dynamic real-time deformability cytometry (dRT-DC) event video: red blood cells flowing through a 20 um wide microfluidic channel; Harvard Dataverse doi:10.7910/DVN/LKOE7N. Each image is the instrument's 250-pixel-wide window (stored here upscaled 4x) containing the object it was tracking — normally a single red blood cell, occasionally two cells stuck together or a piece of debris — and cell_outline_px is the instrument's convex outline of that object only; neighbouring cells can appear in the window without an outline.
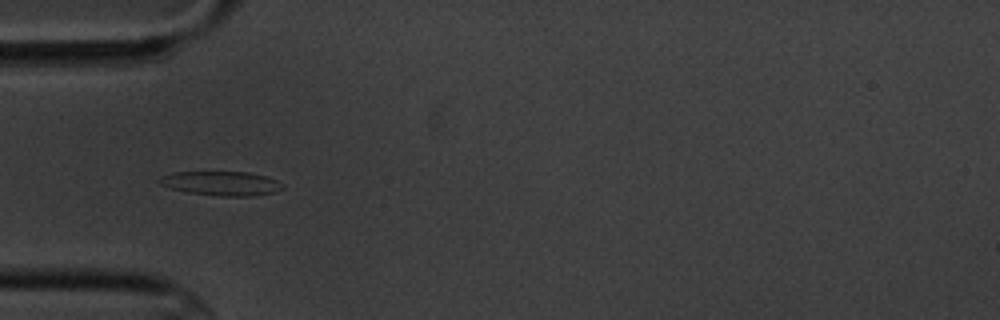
{"species": "common noctule bat (a hibernating species)", "species_latin": "Nyctalus noctula", "temperature_condition": "cold", "stored_images_in_passage": 9, "camera_frame_rate_fps": 3000, "um_per_image_px": 0.085, "animal": {"sex": "male", "body_mass_g": 20.1, "forearm_length_mm": 53.5}, "frame": {"image": 1, "passage_image": 4, "time_ms": 4.333, "image_size_px": [1000, 320], "cell_outline_px": [[284, 188], [276, 192], [252, 196], [220, 196], [188, 192], [172, 188], [160, 184], [156, 180], [160, 176], [172, 172], [248, 172], [268, 176], [284, 184]], "centroid_in_image_um": [18.84, 15.58], "position_along_channel_um": 66.2, "area_um2": 17.51}}
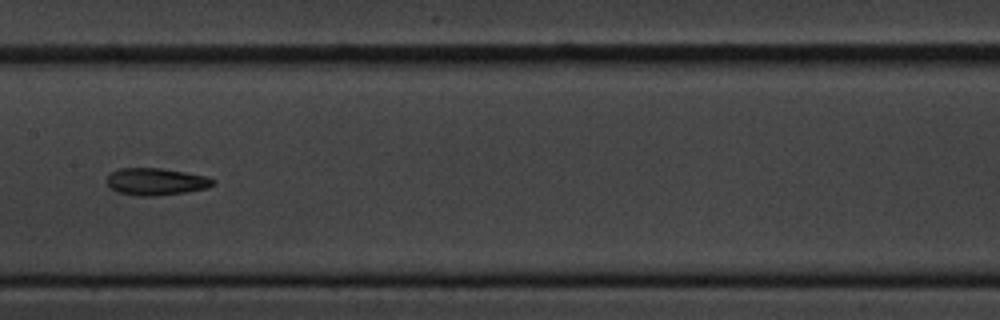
{"frame": {"image": 2, "passage_image": 7, "time_ms": 8.0, "image_size_px": [1000, 320], "cell_outline_px": [[216, 184], [208, 188], [184, 192], [156, 196], [140, 196], [116, 192], [108, 188], [108, 176], [112, 172], [120, 168], [160, 168], [208, 176], [216, 180]], "centroid_in_image_um": [13.28, 15.44], "position_along_channel_um": 194.1, "area_um2": 16.88}}
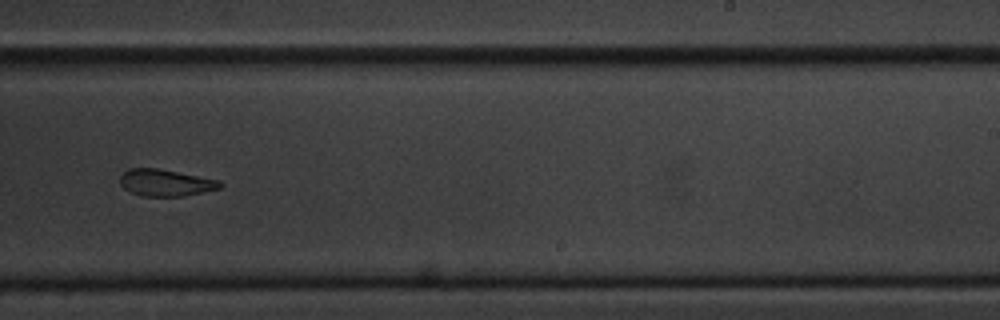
{"frame": {"image": 3, "passage_image": 9, "time_ms": 10.333, "image_size_px": [1000, 320], "cell_outline_px": [[224, 184], [220, 188], [184, 196], [140, 196], [124, 188], [120, 184], [120, 176], [128, 168], [156, 168], [220, 180]], "centroid_in_image_um": [14.07, 15.53], "position_along_channel_um": 274.9, "area_um2": 15.55}}